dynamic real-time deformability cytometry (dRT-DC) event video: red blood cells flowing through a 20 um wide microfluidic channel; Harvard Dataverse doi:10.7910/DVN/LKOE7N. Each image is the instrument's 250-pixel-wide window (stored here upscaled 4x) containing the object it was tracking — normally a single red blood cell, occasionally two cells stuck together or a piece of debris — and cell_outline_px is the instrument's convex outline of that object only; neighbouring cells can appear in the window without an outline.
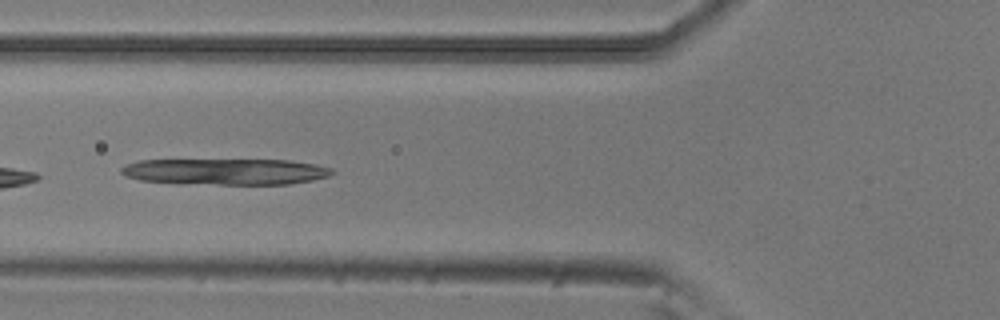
{"species": "common noctule bat (a hibernating species)", "species_latin": "Nyctalus noctula", "temperature_condition": "room temperature", "stored_images_in_passage": 8, "camera_frame_rate_fps": 3000, "um_per_image_px": 0.085, "animal": {"sex": "male", "body_mass_g": 20.5, "forearm_length_mm": 52.5}, "frame": {"image": 1, "passage_image": 5, "time_ms": 1.333, "image_size_px": [1000, 320], "cell_outline_px": [[332, 172], [328, 176], [312, 180], [288, 184], [180, 184], [140, 180], [124, 176], [120, 172], [120, 168], [124, 164], [140, 160], [292, 160], [316, 164], [332, 168]], "centroid_in_image_um": [19.1, 14.59], "position_along_channel_um": 106.7, "area_um2": 32.43}}
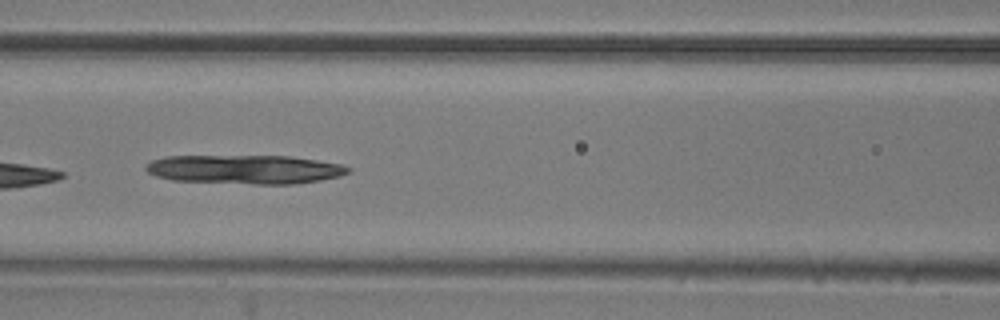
{"frame": {"image": 2, "passage_image": 6, "time_ms": 1.667, "image_size_px": [1000, 320], "cell_outline_px": [[352, 168], [348, 172], [340, 176], [320, 180], [292, 184], [252, 184], [172, 180], [156, 176], [148, 172], [144, 168], [152, 160], [164, 156], [288, 156], [316, 160], [340, 164]], "centroid_in_image_um": [20.8, 14.4], "position_along_channel_um": 145.8, "area_um2": 34.04}}
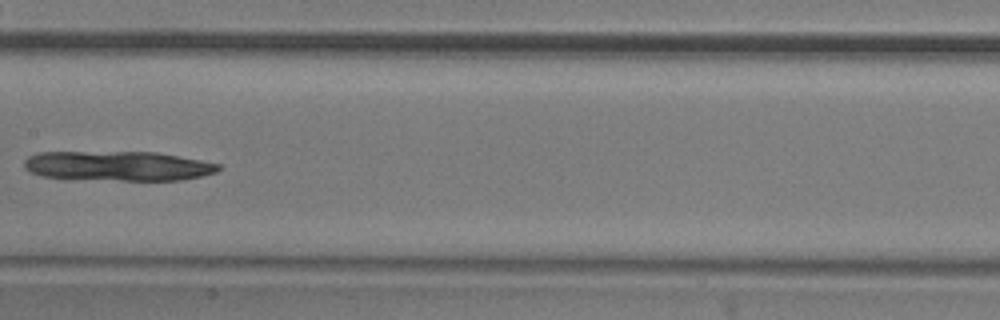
{"frame": {"image": 3, "passage_image": 7, "time_ms": 2.0, "image_size_px": [1000, 320], "cell_outline_px": [[220, 168], [216, 172], [200, 176], [180, 180], [120, 180], [44, 176], [32, 172], [24, 168], [24, 160], [28, 156], [40, 152], [156, 152], [200, 160], [220, 164]], "centroid_in_image_um": [10.04, 14.09], "position_along_channel_um": 197.4, "area_um2": 33.12}}